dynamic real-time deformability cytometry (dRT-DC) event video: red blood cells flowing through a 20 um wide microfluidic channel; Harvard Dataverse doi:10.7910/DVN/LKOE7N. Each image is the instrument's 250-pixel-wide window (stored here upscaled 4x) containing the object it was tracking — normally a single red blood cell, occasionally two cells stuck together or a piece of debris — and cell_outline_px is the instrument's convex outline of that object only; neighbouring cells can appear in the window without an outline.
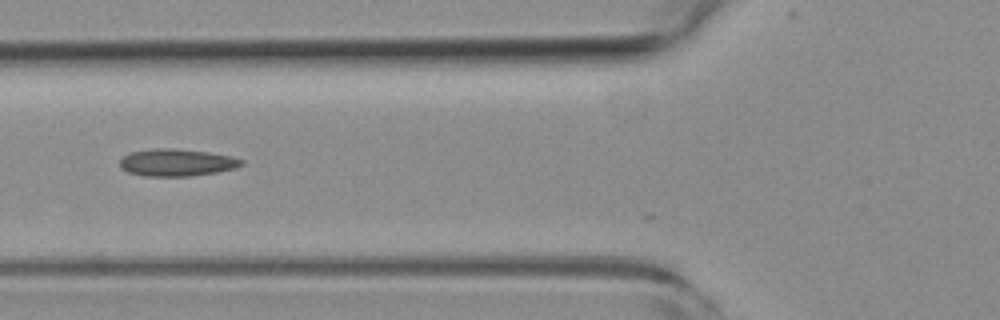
{"species": "common noctule bat (a hibernating species)", "species_latin": "Nyctalus noctula", "temperature_condition": "room temperature", "stored_images_in_passage": 11, "camera_frame_rate_fps": 3000, "um_per_image_px": 0.085, "animal": {"sex": "female", "body_mass_g": 19.3, "forearm_length_mm": 54.1}, "frame": {"image": 1, "passage_image": 3, "time_ms": 0.667, "image_size_px": [1000, 320], "cell_outline_px": [[244, 164], [236, 168], [216, 172], [192, 176], [144, 176], [128, 172], [120, 168], [120, 160], [124, 156], [132, 152], [152, 148], [176, 148], [208, 152], [232, 156], [244, 160]], "centroid_in_image_um": [15.04, 13.81], "position_along_channel_um": 110.8, "area_um2": 19.42}}
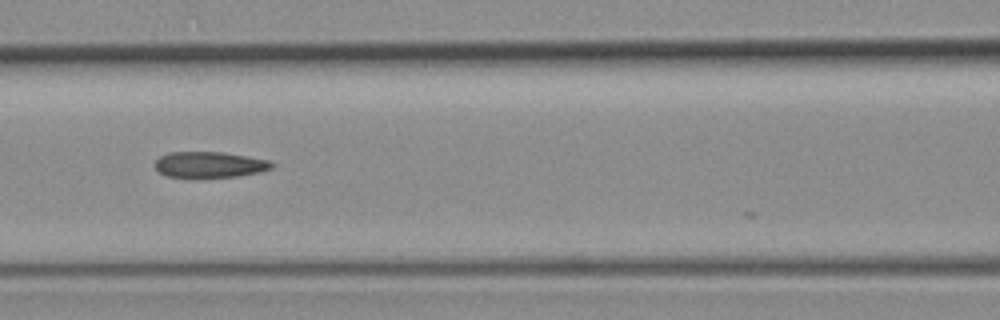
{"frame": {"image": 2, "passage_image": 6, "time_ms": 1.667, "image_size_px": [1000, 320], "cell_outline_px": [[276, 164], [272, 168], [260, 172], [240, 176], [168, 176], [160, 172], [156, 168], [156, 160], [160, 156], [168, 152], [224, 152], [272, 160]], "centroid_in_image_um": [17.9, 13.97], "position_along_channel_um": 148.7, "area_um2": 17.46}}